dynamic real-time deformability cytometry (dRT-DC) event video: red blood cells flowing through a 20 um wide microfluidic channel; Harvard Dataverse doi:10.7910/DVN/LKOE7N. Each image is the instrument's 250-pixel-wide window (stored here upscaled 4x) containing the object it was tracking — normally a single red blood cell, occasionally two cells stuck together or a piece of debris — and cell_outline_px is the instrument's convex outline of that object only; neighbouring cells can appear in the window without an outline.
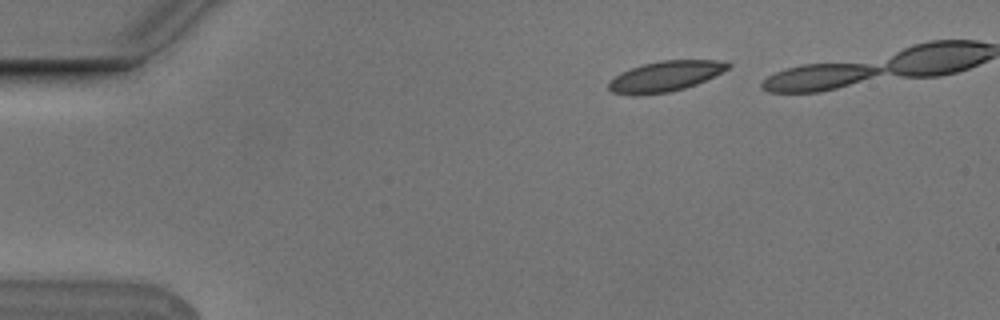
{"species": "Egyptian fruit bat (a non-hibernating species)", "species_latin": "Rousettus aegyptiacus", "temperature_condition": "cold", "stored_images_in_passage": 6, "camera_frame_rate_fps": 3000, "um_per_image_px": 0.085, "animal": {"sex": "male"}, "frame": {"image": 1, "passage_image": 3, "time_ms": 0.667, "image_size_px": [1000, 320], "cell_outline_px": [[732, 64], [728, 68], [696, 84], [684, 88], [668, 92], [636, 96], [632, 96], [612, 92], [608, 88], [608, 80], [620, 72], [644, 64], [660, 60], [716, 60]], "centroid_in_image_um": [56.46, 6.49], "position_along_channel_um": 28.5, "area_um2": 21.04}}